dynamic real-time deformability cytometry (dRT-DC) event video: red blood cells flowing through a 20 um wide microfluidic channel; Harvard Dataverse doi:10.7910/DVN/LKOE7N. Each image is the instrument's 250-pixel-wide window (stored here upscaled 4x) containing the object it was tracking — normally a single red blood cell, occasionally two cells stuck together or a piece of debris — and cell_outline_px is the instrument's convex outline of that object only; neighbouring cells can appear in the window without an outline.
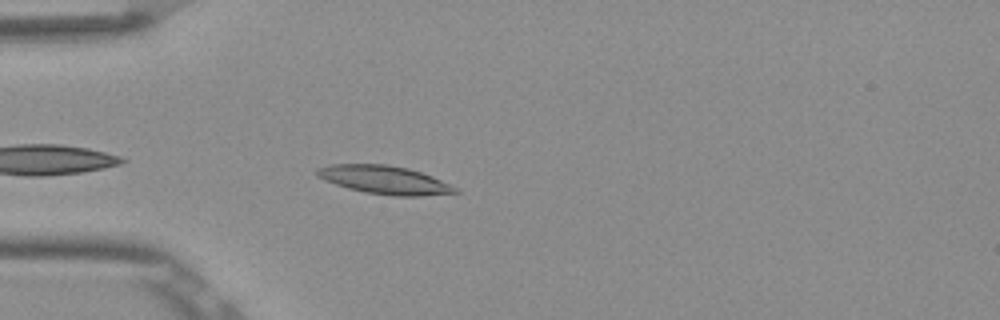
{"species": "Egyptian fruit bat (a non-hibernating species)", "species_latin": "Rousettus aegyptiacus", "temperature_condition": "room temperature", "stored_images_in_passage": 28, "camera_frame_rate_fps": 3000, "um_per_image_px": 0.085, "frame": {"image": 1, "passage_image": 3, "time_ms": 0.667, "image_size_px": [1000, 320], "cell_outline_px": [[460, 192], [420, 196], [392, 196], [364, 192], [348, 188], [324, 180], [316, 176], [316, 168], [328, 164], [388, 164], [408, 168], [432, 176], [460, 188]], "centroid_in_image_um": [32.69, 15.29], "position_along_channel_um": 52.3, "area_um2": 23.0}}
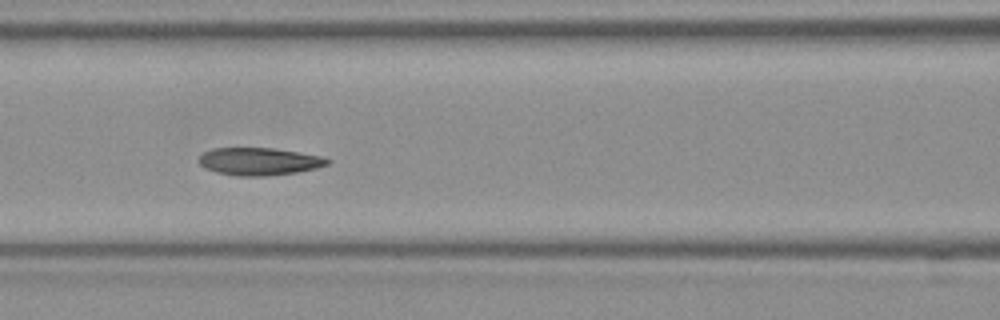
{"frame": {"image": 2, "passage_image": 11, "time_ms": 3.333, "image_size_px": [1000, 320], "cell_outline_px": [[332, 160], [328, 164], [316, 168], [296, 172], [268, 176], [236, 176], [216, 172], [204, 168], [196, 160], [204, 152], [212, 148], [276, 148], [324, 156]], "centroid_in_image_um": [22.03, 13.72], "position_along_channel_um": 144.6, "area_um2": 20.92}}
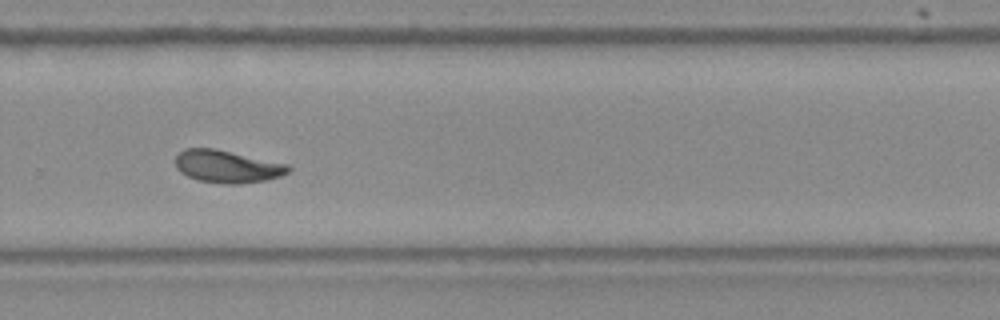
{"frame": {"image": 3, "passage_image": 24, "time_ms": 7.667, "image_size_px": [1000, 320], "cell_outline_px": [[292, 168], [288, 172], [280, 176], [264, 180], [240, 184], [224, 184], [196, 180], [180, 172], [176, 168], [176, 156], [184, 148], [216, 148], [288, 164]], "centroid_in_image_um": [19.3, 14.15], "position_along_channel_um": 310.5, "area_um2": 21.5}}